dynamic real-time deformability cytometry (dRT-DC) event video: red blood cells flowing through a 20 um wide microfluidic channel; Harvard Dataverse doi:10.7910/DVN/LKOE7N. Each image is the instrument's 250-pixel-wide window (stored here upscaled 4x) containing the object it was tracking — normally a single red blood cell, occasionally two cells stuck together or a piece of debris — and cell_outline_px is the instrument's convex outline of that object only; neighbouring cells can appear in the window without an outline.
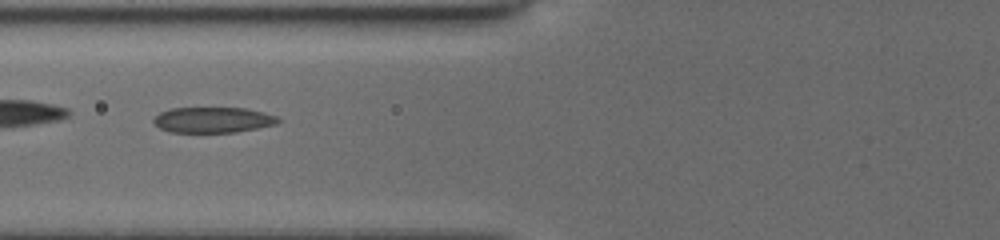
{"species": "common noctule bat (a hibernating species)", "species_latin": "Nyctalus noctula", "temperature_condition": "cold", "stored_images_in_passage": 26, "camera_frame_rate_fps": 3000, "um_per_image_px": 0.085, "animal": {"sex": "female", "body_mass_g": 19.5, "forearm_length_mm": 54.1}, "frame": {"image": 1, "passage_image": 5, "time_ms": 1.333, "image_size_px": [1000, 240], "cell_outline_px": [[280, 120], [276, 124], [236, 132], [172, 132], [160, 128], [152, 120], [160, 112], [172, 108], [248, 108], [264, 112], [276, 116]], "centroid_in_image_um": [18.11, 10.18], "position_along_channel_um": 107.7, "area_um2": 18.44}}
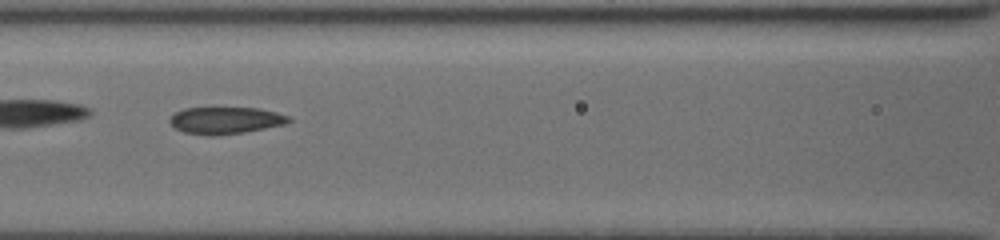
{"frame": {"image": 2, "passage_image": 8, "time_ms": 2.333, "image_size_px": [1000, 240], "cell_outline_px": [[292, 120], [284, 124], [244, 132], [212, 136], [184, 132], [176, 128], [168, 120], [176, 112], [184, 108], [216, 104], [260, 108], [276, 112], [288, 116]], "centroid_in_image_um": [19.14, 10.16], "position_along_channel_um": 147.5, "area_um2": 19.54}, "authors_computed_cell_mechanics": {"area_um2": 19.1029, "velocity_mm_per_s": 3.9324, "shape_relaxation_time_tau1_ms": 1.9135, "shape_relaxation_time_tau2_ms": 2.7959, "deformation_change_tau1": 0.0987, "deformation_change_tau2": 0.1064}}